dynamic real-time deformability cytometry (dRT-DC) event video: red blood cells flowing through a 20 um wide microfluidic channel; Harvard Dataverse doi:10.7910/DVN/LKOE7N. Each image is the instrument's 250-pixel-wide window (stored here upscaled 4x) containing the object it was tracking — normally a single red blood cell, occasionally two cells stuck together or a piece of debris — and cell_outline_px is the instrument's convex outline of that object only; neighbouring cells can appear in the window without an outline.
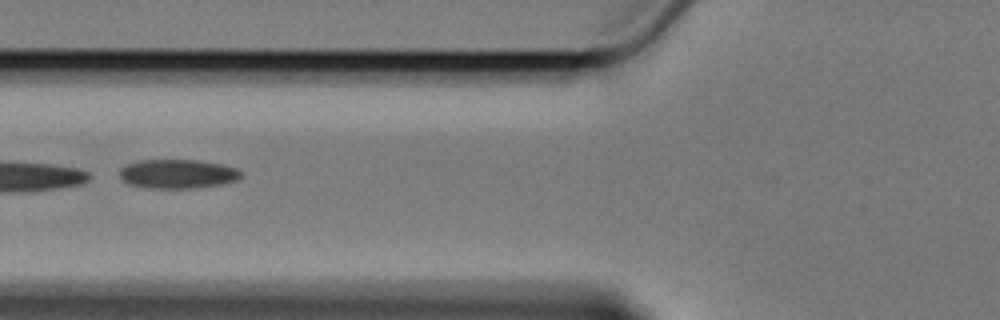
{"species": "Egyptian fruit bat (a non-hibernating species)", "species_latin": "Rousettus aegyptiacus", "temperature_condition": "cold", "stored_images_in_passage": 8, "camera_frame_rate_fps": 3000, "um_per_image_px": 0.085, "animal": {"sex": "female"}, "frame": {"image": 1, "passage_image": 8, "time_ms": 9.333, "image_size_px": [1000, 320], "cell_outline_px": [[240, 176], [236, 180], [220, 184], [192, 188], [148, 188], [128, 184], [120, 176], [120, 168], [128, 164], [140, 160], [196, 160], [220, 164], [236, 168], [240, 172]], "centroid_in_image_um": [15.06, 14.78], "position_along_channel_um": 110.7, "area_um2": 20.29}}